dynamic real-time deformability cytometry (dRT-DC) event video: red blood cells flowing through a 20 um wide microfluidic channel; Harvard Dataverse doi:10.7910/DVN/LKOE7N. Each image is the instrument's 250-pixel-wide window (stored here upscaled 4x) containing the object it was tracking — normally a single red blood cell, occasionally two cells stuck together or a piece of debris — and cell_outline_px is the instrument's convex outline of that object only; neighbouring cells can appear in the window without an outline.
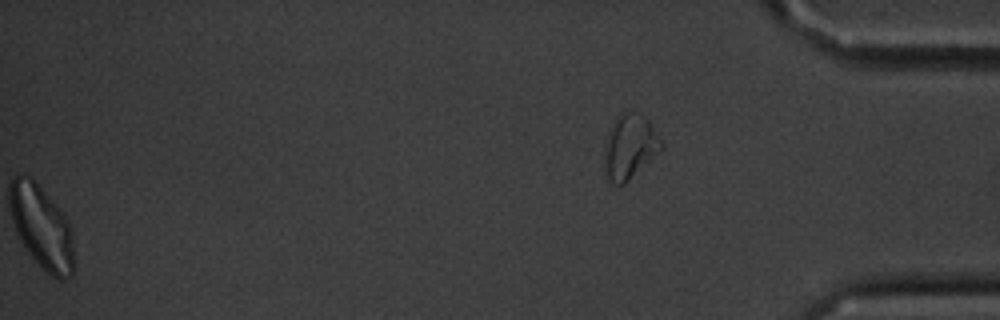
{"species": "common noctule bat (a hibernating species)", "species_latin": "Nyctalus noctula", "temperature_condition": "cold", "stored_images_in_passage": 58, "segment_of_instrument_passage": [2, 2], "camera_frame_rate_fps": 3000, "um_per_image_px": 0.085, "animal": {"sex": "male", "body_mass_g": 20.1, "forearm_length_mm": 53.5}, "frame": {"image": 1, "passage_image": 58, "time_ms": 19.0, "image_size_px": [1000, 320], "cell_outline_px": [[664, 148], [624, 184], [616, 184], [604, 172], [604, 140], [616, 116], [624, 108], [640, 112], [648, 120], [664, 144]], "centroid_in_image_um": [53.52, 12.39], "position_along_channel_um": 381.7, "area_um2": 21.79}}